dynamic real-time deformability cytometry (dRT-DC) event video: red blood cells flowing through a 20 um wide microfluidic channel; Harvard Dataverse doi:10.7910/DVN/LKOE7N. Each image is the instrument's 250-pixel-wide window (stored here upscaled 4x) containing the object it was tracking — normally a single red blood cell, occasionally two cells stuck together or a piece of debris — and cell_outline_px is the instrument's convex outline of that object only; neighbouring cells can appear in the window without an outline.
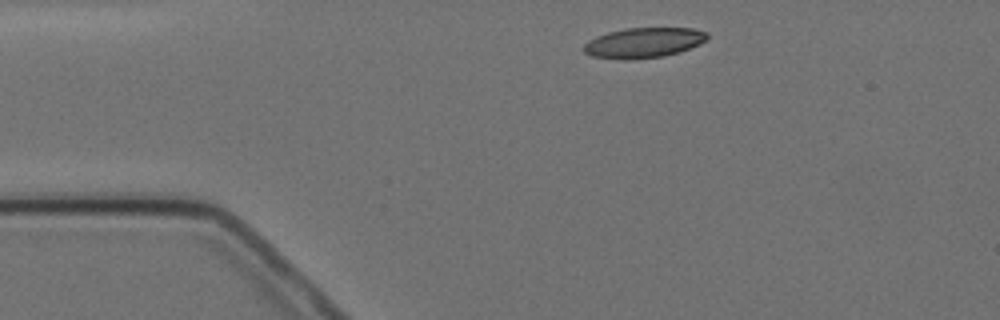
{"species": "Egyptian fruit bat (a non-hibernating species)", "species_latin": "Rousettus aegyptiacus", "temperature_condition": "cold", "stored_images_in_passage": 2, "camera_frame_rate_fps": 3000, "um_per_image_px": 0.085, "animal": {"sex": "female"}, "frame": {"image": 1, "passage_image": 1, "time_ms": 0.0, "image_size_px": [1000, 320], "cell_outline_px": [[708, 40], [700, 44], [680, 52], [664, 56], [628, 60], [624, 60], [592, 56], [584, 52], [584, 44], [588, 40], [596, 36], [608, 32], [624, 28], [692, 28], [708, 32]], "centroid_in_image_um": [54.73, 3.63], "position_along_channel_um": 30.3, "area_um2": 21.91}}